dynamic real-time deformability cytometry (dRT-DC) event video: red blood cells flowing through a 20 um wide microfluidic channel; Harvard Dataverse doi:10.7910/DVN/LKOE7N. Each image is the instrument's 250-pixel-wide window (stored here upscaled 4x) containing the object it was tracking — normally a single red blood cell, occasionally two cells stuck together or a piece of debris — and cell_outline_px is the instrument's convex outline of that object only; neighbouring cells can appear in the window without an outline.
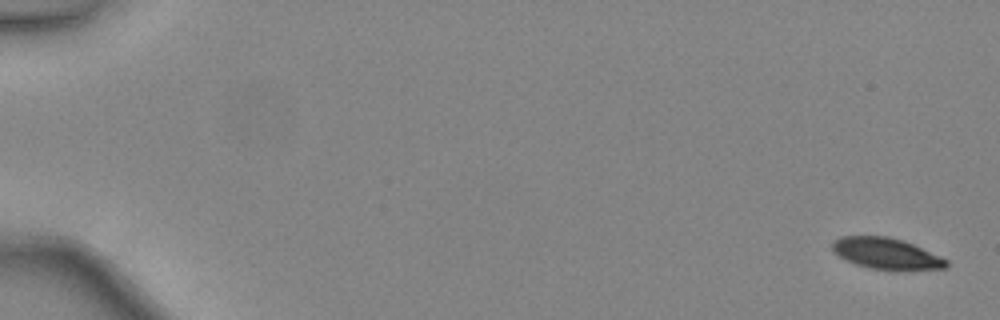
{"species": "common noctule bat (a hibernating species)", "species_latin": "Nyctalus noctula", "temperature_condition": "warm", "stored_images_in_passage": 12, "camera_frame_rate_fps": 3000, "um_per_image_px": 0.085, "animal": {"sex": "female", "body_mass_g": 24.6, "forearm_length_mm": 56.2}, "frame": {"image": 1, "passage_image": 1, "time_ms": 0.0, "image_size_px": [1000, 320], "cell_outline_px": [[948, 268], [896, 272], [868, 268], [856, 264], [832, 252], [832, 240], [840, 236], [888, 236], [904, 240], [940, 256], [948, 260]], "centroid_in_image_um": [75.37, 21.58], "position_along_channel_um": 9.6, "area_um2": 21.33}}